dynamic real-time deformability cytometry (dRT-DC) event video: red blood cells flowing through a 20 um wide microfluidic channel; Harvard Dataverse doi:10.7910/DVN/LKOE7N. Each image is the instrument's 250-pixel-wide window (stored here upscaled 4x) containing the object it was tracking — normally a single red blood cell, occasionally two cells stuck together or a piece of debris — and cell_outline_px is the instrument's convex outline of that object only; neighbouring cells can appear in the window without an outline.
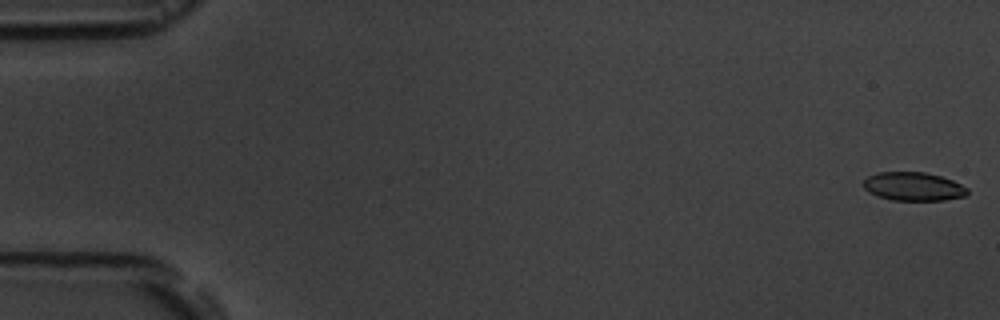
{"species": "common noctule bat (a hibernating species)", "species_latin": "Nyctalus noctula", "temperature_condition": "room temperature", "stored_images_in_passage": 13, "camera_frame_rate_fps": 3000, "um_per_image_px": 0.085, "animal": {"sex": "male", "body_mass_g": 19.5, "forearm_length_mm": 54.6}, "frame": {"image": 1, "passage_image": 1, "time_ms": 0.0, "image_size_px": [1000, 320], "cell_outline_px": [[968, 192], [964, 196], [944, 200], [892, 200], [876, 196], [868, 192], [864, 188], [864, 180], [868, 176], [880, 172], [924, 172], [940, 176], [952, 180], [968, 188]], "centroid_in_image_um": [77.62, 15.85], "position_along_channel_um": 7.4, "area_um2": 17.22}}